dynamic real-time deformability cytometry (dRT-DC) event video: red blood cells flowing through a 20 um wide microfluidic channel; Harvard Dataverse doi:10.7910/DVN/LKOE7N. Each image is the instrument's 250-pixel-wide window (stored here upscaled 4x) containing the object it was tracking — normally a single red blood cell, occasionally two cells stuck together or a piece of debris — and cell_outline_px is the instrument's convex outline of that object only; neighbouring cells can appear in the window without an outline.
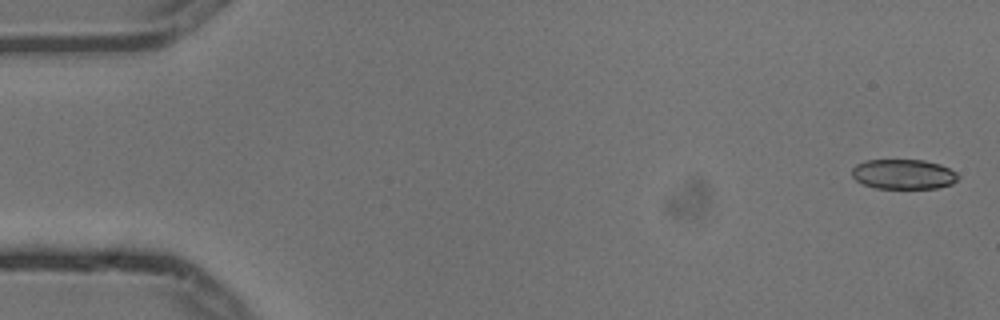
{"species": "common noctule bat (a hibernating species)", "species_latin": "Nyctalus noctula", "temperature_condition": "cold", "stored_images_in_passage": 5, "segment_of_instrument_passage": [2, 2], "camera_frame_rate_fps": 3000, "um_per_image_px": 0.085, "animal": {"sex": "male", "body_mass_g": 13.3}, "frame": {"image": 1, "passage_image": 5, "time_ms": 1.333, "image_size_px": [1000, 320], "cell_outline_px": [[960, 176], [952, 184], [936, 188], [876, 188], [864, 184], [856, 180], [852, 176], [852, 168], [856, 164], [868, 160], [924, 160], [940, 164], [956, 172]], "centroid_in_image_um": [76.8, 14.8], "position_along_channel_um": 8.2, "area_um2": 18.44}}